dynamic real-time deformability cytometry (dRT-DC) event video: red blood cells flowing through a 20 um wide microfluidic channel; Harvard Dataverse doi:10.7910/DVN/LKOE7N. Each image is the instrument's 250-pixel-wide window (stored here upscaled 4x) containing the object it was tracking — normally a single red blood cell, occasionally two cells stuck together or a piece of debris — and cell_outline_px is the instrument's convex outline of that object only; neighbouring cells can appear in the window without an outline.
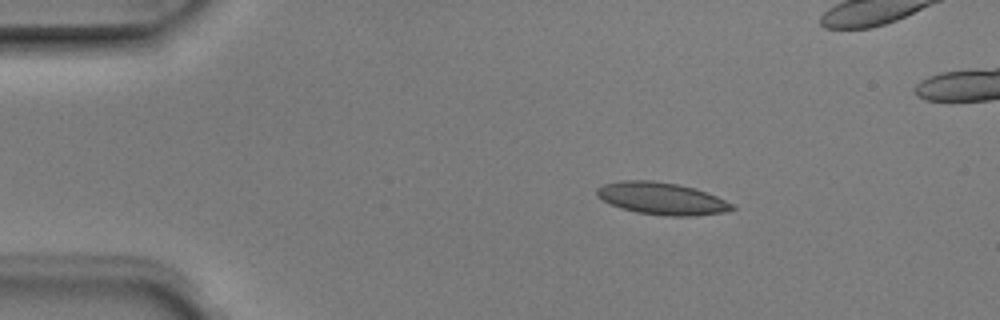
{"species": "Egyptian fruit bat (a non-hibernating species)", "species_latin": "Rousettus aegyptiacus", "temperature_condition": "room temperature", "stored_images_in_passage": 4, "camera_frame_rate_fps": 3000, "um_per_image_px": 0.085, "animal": {"sex": "male"}, "frame": {"image": 1, "passage_image": 2, "time_ms": 0.333, "image_size_px": [1000, 320], "cell_outline_px": [[736, 208], [724, 212], [692, 216], [668, 216], [636, 212], [620, 208], [596, 196], [596, 188], [604, 184], [620, 180], [652, 180], [676, 184], [692, 188], [716, 196], [732, 204]], "centroid_in_image_um": [56.2, 16.87], "position_along_channel_um": 28.8, "area_um2": 25.09}}